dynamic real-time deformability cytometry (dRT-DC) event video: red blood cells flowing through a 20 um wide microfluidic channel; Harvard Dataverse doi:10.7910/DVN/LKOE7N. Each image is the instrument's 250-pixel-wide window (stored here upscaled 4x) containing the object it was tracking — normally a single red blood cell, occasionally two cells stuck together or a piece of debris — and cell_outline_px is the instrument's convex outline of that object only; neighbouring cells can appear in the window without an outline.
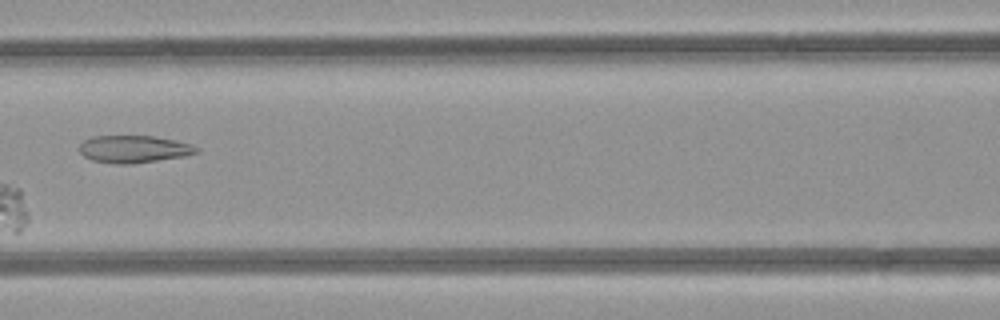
{"species": "common noctule bat (a hibernating species)", "species_latin": "Nyctalus noctula", "temperature_condition": "room temperature", "stored_images_in_passage": 5, "segment_of_instrument_passage": [1, 2], "camera_frame_rate_fps": 3000, "um_per_image_px": 0.085, "animal": {"sex": "female", "body_mass_g": 21.9}, "frame": {"image": 1, "passage_image": 3, "time_ms": 2.333, "image_size_px": [1000, 320], "cell_outline_px": [[200, 152], [184, 156], [132, 164], [116, 164], [92, 160], [84, 156], [80, 152], [80, 144], [84, 140], [92, 136], [152, 136], [176, 140], [192, 144], [200, 148]], "centroid_in_image_um": [11.41, 12.67], "position_along_channel_um": 155.2, "area_um2": 18.73}}
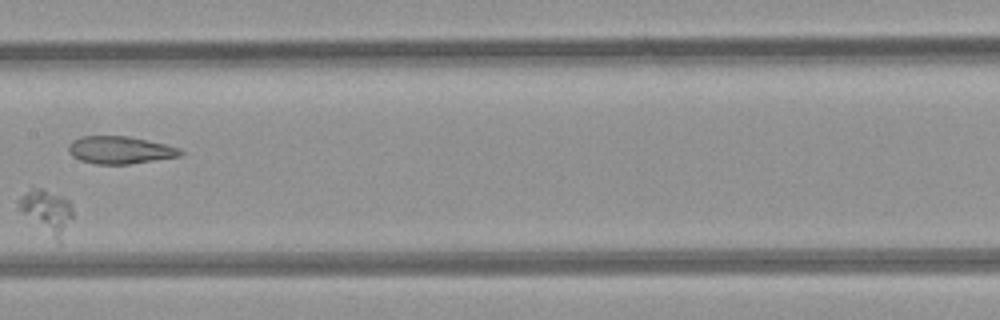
{"frame": {"image": 2, "passage_image": 4, "time_ms": 3.333, "image_size_px": [1000, 320], "cell_outline_px": [[72, 216], [60, 244], [24, 212], [16, 204], [16, 200], [20, 196], [32, 188], [44, 188], [64, 196], [68, 200], [72, 208]], "centroid_in_image_um": [4.01, 17.91], "position_along_channel_um": 203.4, "area_um2": 13.24}}